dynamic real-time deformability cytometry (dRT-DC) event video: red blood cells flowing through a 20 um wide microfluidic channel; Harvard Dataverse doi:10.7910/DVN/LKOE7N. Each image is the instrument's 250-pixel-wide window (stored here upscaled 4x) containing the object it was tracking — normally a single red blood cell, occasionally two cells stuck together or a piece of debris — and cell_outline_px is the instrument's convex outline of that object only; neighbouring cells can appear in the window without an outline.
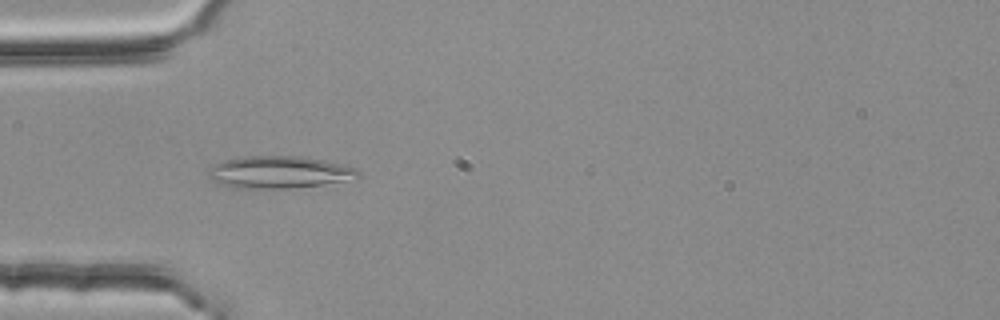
{"species": "common noctule bat (a hibernating species)", "species_latin": "Nyctalus noctula", "temperature_condition": "room temperature", "stored_images_in_passage": 4, "camera_frame_rate_fps": 3000, "um_per_image_px": 0.085, "animal": {"sex": "female", "body_mass_g": 25.1}, "frame": {"image": 1, "passage_image": 3, "time_ms": 0.667, "image_size_px": [1000, 320], "cell_outline_px": [[360, 180], [288, 188], [236, 188], [220, 184], [212, 180], [208, 176], [208, 168], [224, 160], [244, 156], [300, 156], [324, 160], [344, 164], [356, 168], [360, 172]], "centroid_in_image_um": [23.8, 14.64], "position_along_channel_um": 61.2, "area_um2": 28.5}}